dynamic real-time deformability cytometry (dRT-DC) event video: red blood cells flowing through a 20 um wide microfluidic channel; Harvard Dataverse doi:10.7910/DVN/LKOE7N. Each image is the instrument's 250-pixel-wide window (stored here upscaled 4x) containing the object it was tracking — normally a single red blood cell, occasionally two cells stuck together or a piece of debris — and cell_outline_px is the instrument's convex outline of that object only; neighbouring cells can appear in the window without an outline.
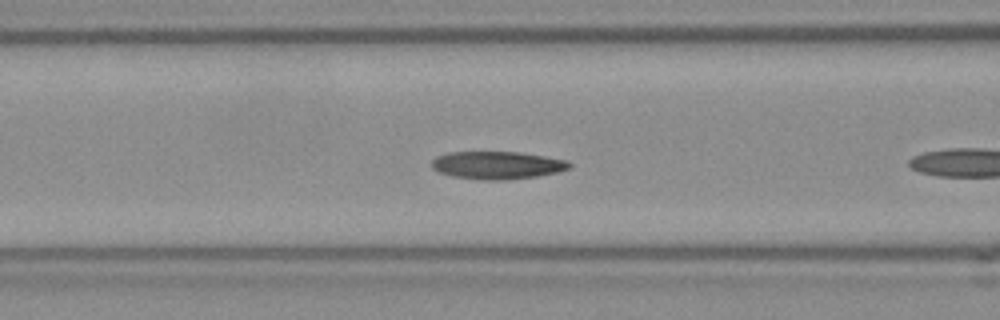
{"species": "Egyptian fruit bat (a non-hibernating species)", "species_latin": "Rousettus aegyptiacus", "temperature_condition": "room temperature", "stored_images_in_passage": 14, "camera_frame_rate_fps": 3000, "um_per_image_px": 0.085, "frame": {"image": 1, "passage_image": 7, "time_ms": 2.0, "image_size_px": [1000, 320], "cell_outline_px": [[572, 164], [568, 168], [560, 172], [536, 176], [508, 180], [480, 180], [452, 176], [440, 172], [432, 168], [432, 160], [436, 156], [448, 152], [520, 152], [568, 160]], "centroid_in_image_um": [42.27, 14.04], "position_along_channel_um": 124.3, "area_um2": 22.37}}
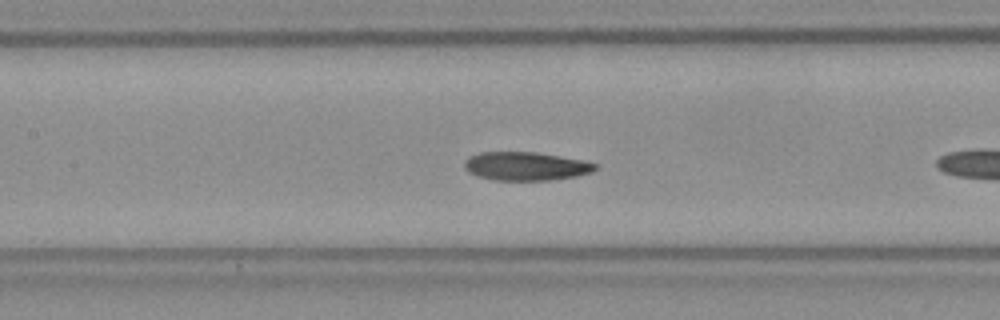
{"frame": {"image": 2, "passage_image": 10, "time_ms": 3.0, "image_size_px": [1000, 320], "cell_outline_px": [[600, 164], [592, 172], [576, 176], [552, 180], [496, 180], [476, 176], [468, 172], [464, 168], [464, 160], [468, 156], [480, 152], [536, 152], [584, 160]], "centroid_in_image_um": [44.69, 14.12], "position_along_channel_um": 162.7, "area_um2": 21.96}}